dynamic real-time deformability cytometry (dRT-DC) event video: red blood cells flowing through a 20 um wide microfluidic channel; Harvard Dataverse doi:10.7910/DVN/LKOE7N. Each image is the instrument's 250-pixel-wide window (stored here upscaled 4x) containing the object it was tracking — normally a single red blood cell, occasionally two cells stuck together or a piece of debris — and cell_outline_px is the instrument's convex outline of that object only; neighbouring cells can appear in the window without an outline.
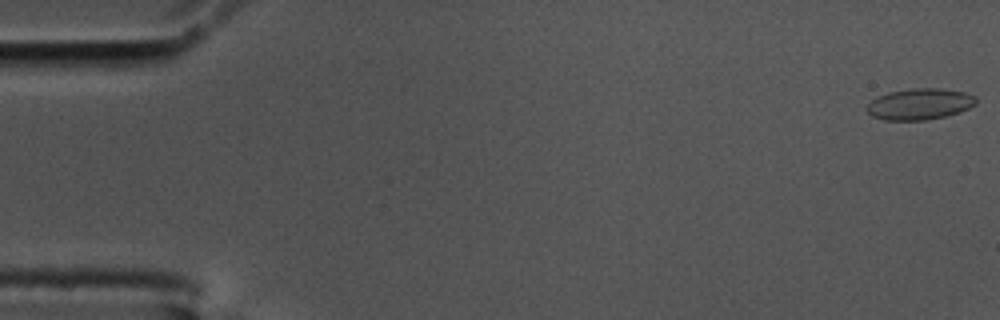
{"species": "common noctule bat (a hibernating species)", "species_latin": "Nyctalus noctula", "temperature_condition": "cold", "stored_images_in_passage": 56, "camera_frame_rate_fps": 3000, "um_per_image_px": 0.085, "animal": {"sex": "male", "body_mass_g": 17.5, "forearm_length_mm": 52.3}, "frame": {"image": 1, "passage_image": 1, "time_ms": 0.0, "image_size_px": [1000, 320], "cell_outline_px": [[976, 104], [960, 112], [944, 116], [924, 120], [884, 120], [872, 116], [864, 108], [872, 100], [888, 92], [912, 88], [936, 88], [964, 92], [976, 96]], "centroid_in_image_um": [78.16, 8.84], "position_along_channel_um": 6.8, "area_um2": 19.77}}
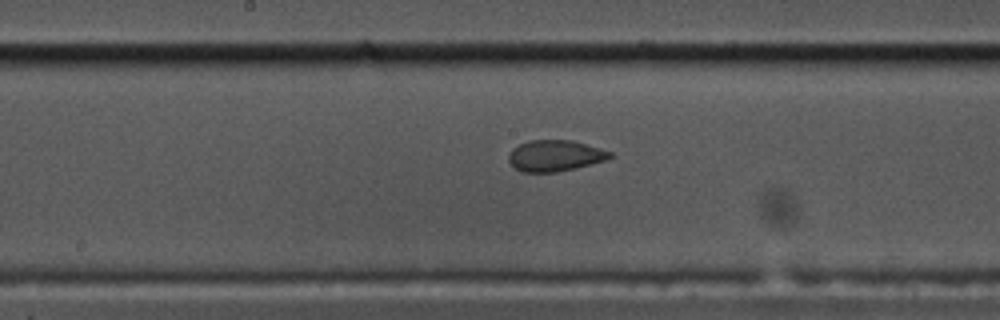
{"frame": {"image": 2, "passage_image": 29, "time_ms": 9.333, "image_size_px": [1000, 320], "cell_outline_px": [[612, 156], [604, 160], [576, 168], [556, 172], [520, 172], [508, 160], [508, 156], [512, 148], [528, 140], [572, 140], [600, 148], [612, 152]], "centroid_in_image_um": [47.15, 13.23], "position_along_channel_um": 201.0, "area_um2": 18.32}}
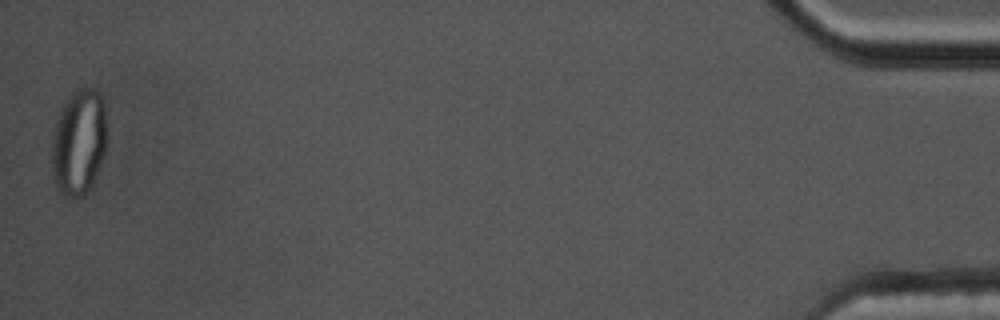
{"frame": {"image": 3, "passage_image": 56, "time_ms": 18.333, "image_size_px": [1000, 320], "cell_outline_px": [[104, 156], [96, 176], [88, 192], [84, 196], [64, 196], [60, 192], [56, 184], [52, 164], [52, 144], [56, 124], [60, 112], [64, 104], [80, 88], [92, 88], [100, 96], [104, 104]], "centroid_in_image_um": [6.7, 12.15], "position_along_channel_um": 428.5, "area_um2": 32.89}, "authors_computed_cell_mechanics": {"area_um2": 19.363, "velocity_mm_per_s": 3.5752, "shape_relaxation_time_tau1_ms": null, "shape_relaxation_time_tau2_ms": 1.2651, "deformation_change_tau1": null, "deformation_change_tau2": 0.0532}}